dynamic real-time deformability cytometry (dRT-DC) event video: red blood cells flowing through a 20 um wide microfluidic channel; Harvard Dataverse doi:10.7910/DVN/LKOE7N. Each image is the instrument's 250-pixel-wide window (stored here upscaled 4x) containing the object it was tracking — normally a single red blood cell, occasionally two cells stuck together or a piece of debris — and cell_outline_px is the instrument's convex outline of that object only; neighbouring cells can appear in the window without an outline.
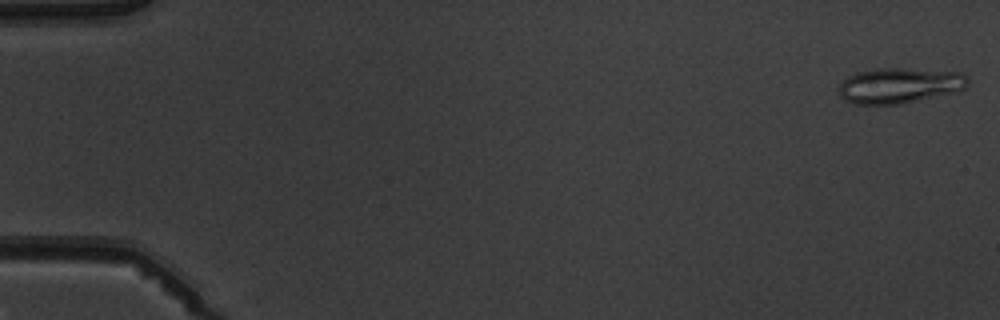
{"species": "common noctule bat (a hibernating species)", "species_latin": "Nyctalus noctula", "temperature_condition": "warm", "stored_images_in_passage": 4, "camera_frame_rate_fps": 3000, "um_per_image_px": 0.085, "animal": {"sex": "male", "body_mass_g": 19.5, "forearm_length_mm": 54.6}, "frame": {"image": 1, "passage_image": 1, "time_ms": 0.0, "image_size_px": [1000, 320], "cell_outline_px": [[968, 84], [964, 88], [904, 104], [856, 104], [840, 96], [840, 84], [848, 76], [856, 72], [876, 68], [904, 68], [964, 72], [968, 80]], "centroid_in_image_um": [76.45, 7.25], "position_along_channel_um": 8.5, "area_um2": 26.41}}
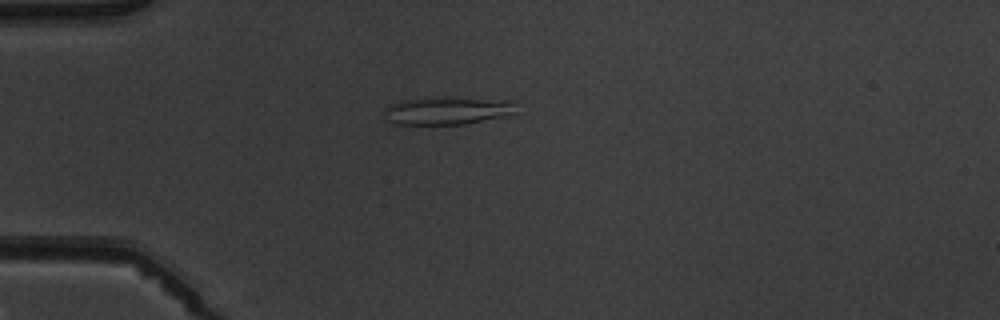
{"frame": {"image": 2, "passage_image": 4, "time_ms": 4.333, "image_size_px": [1000, 320], "cell_outline_px": [[516, 100], [512, 116], [464, 124], [396, 124], [388, 120], [384, 116], [384, 108], [388, 104], [400, 100]], "centroid_in_image_um": [38.02, 9.46], "position_along_channel_um": 47.0, "area_um2": 20.4}}